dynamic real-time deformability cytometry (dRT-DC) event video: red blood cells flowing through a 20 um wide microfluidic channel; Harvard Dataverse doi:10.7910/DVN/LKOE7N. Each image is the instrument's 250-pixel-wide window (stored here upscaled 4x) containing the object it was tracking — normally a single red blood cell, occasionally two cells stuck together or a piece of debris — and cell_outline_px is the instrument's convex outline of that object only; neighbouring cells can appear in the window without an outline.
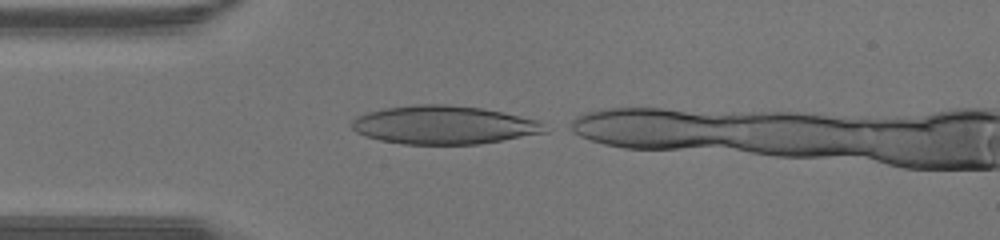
{"species": "human", "species_latin": "Homo sapiens", "temperature_condition": "warm", "stored_images_in_passage": 13, "camera_frame_rate_fps": 3000, "um_per_image_px": 0.085, "donor": {"sex": "male"}, "frame": {"image": 1, "passage_image": 1, "time_ms": 0.0, "image_size_px": [1000, 240], "cell_outline_px": [[552, 128], [548, 132], [480, 144], [404, 144], [380, 140], [364, 136], [356, 132], [352, 128], [352, 120], [356, 116], [368, 112], [384, 108], [416, 104], [448, 104], [480, 108], [540, 120]], "centroid_in_image_um": [37.76, 10.62], "position_along_channel_um": 47.2, "area_um2": 43.47}}
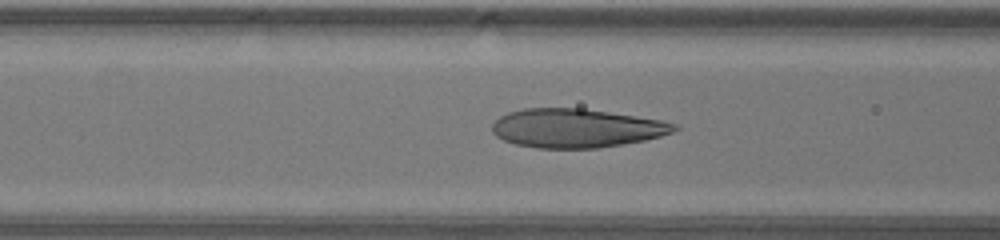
{"frame": {"image": 2, "passage_image": 6, "time_ms": 1.667, "image_size_px": [1000, 240], "cell_outline_px": [[680, 128], [672, 132], [660, 136], [644, 140], [624, 144], [596, 148], [536, 148], [516, 144], [504, 140], [496, 136], [492, 132], [492, 124], [500, 116], [508, 112], [524, 108], [580, 108], [636, 116], [660, 120], [680, 124]], "centroid_in_image_um": [48.99, 10.89], "position_along_channel_um": 117.6, "area_um2": 41.21}}
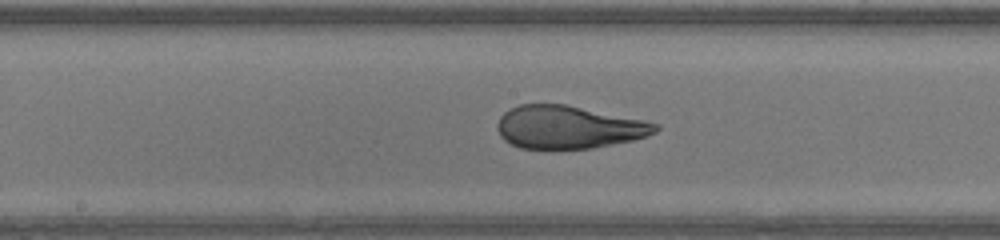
{"frame": {"image": 3, "passage_image": 11, "time_ms": 3.333, "image_size_px": [1000, 240], "cell_outline_px": [[660, 128], [656, 132], [648, 136], [632, 140], [592, 148], [520, 148], [504, 140], [500, 136], [496, 124], [500, 116], [504, 112], [520, 104], [564, 104], [644, 120], [660, 124]], "centroid_in_image_um": [48.33, 10.8], "position_along_channel_um": 199.9, "area_um2": 39.3}}